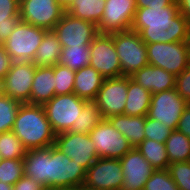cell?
Listing matches in <instances>:
<instances>
[{
  "mask_svg": "<svg viewBox=\"0 0 190 190\" xmlns=\"http://www.w3.org/2000/svg\"><path fill=\"white\" fill-rule=\"evenodd\" d=\"M62 53V45L53 30H49L43 36L41 44L35 52L32 63L35 66H54L59 64Z\"/></svg>",
  "mask_w": 190,
  "mask_h": 190,
  "instance_id": "25",
  "label": "cell"
},
{
  "mask_svg": "<svg viewBox=\"0 0 190 190\" xmlns=\"http://www.w3.org/2000/svg\"><path fill=\"white\" fill-rule=\"evenodd\" d=\"M53 32L57 35L62 48L90 46L99 34L97 25L70 15L65 11Z\"/></svg>",
  "mask_w": 190,
  "mask_h": 190,
  "instance_id": "9",
  "label": "cell"
},
{
  "mask_svg": "<svg viewBox=\"0 0 190 190\" xmlns=\"http://www.w3.org/2000/svg\"><path fill=\"white\" fill-rule=\"evenodd\" d=\"M130 30L138 32L145 44L184 42L190 37V21L179 13L176 3L137 8Z\"/></svg>",
  "mask_w": 190,
  "mask_h": 190,
  "instance_id": "1",
  "label": "cell"
},
{
  "mask_svg": "<svg viewBox=\"0 0 190 190\" xmlns=\"http://www.w3.org/2000/svg\"><path fill=\"white\" fill-rule=\"evenodd\" d=\"M103 119L97 104L94 101H87L79 115L78 127H74L71 132L89 134Z\"/></svg>",
  "mask_w": 190,
  "mask_h": 190,
  "instance_id": "30",
  "label": "cell"
},
{
  "mask_svg": "<svg viewBox=\"0 0 190 190\" xmlns=\"http://www.w3.org/2000/svg\"><path fill=\"white\" fill-rule=\"evenodd\" d=\"M136 148L155 169H168L169 159L165 143L144 139Z\"/></svg>",
  "mask_w": 190,
  "mask_h": 190,
  "instance_id": "27",
  "label": "cell"
},
{
  "mask_svg": "<svg viewBox=\"0 0 190 190\" xmlns=\"http://www.w3.org/2000/svg\"><path fill=\"white\" fill-rule=\"evenodd\" d=\"M90 66L105 79L123 76L112 34L99 33L89 46Z\"/></svg>",
  "mask_w": 190,
  "mask_h": 190,
  "instance_id": "11",
  "label": "cell"
},
{
  "mask_svg": "<svg viewBox=\"0 0 190 190\" xmlns=\"http://www.w3.org/2000/svg\"><path fill=\"white\" fill-rule=\"evenodd\" d=\"M136 11V0H106L103 16L97 25L98 32L112 34L130 30Z\"/></svg>",
  "mask_w": 190,
  "mask_h": 190,
  "instance_id": "16",
  "label": "cell"
},
{
  "mask_svg": "<svg viewBox=\"0 0 190 190\" xmlns=\"http://www.w3.org/2000/svg\"><path fill=\"white\" fill-rule=\"evenodd\" d=\"M63 7L64 9H67L71 3H73L75 0H57Z\"/></svg>",
  "mask_w": 190,
  "mask_h": 190,
  "instance_id": "46",
  "label": "cell"
},
{
  "mask_svg": "<svg viewBox=\"0 0 190 190\" xmlns=\"http://www.w3.org/2000/svg\"><path fill=\"white\" fill-rule=\"evenodd\" d=\"M175 89L187 103H190V66L176 76Z\"/></svg>",
  "mask_w": 190,
  "mask_h": 190,
  "instance_id": "39",
  "label": "cell"
},
{
  "mask_svg": "<svg viewBox=\"0 0 190 190\" xmlns=\"http://www.w3.org/2000/svg\"><path fill=\"white\" fill-rule=\"evenodd\" d=\"M179 13L190 21V0H176Z\"/></svg>",
  "mask_w": 190,
  "mask_h": 190,
  "instance_id": "45",
  "label": "cell"
},
{
  "mask_svg": "<svg viewBox=\"0 0 190 190\" xmlns=\"http://www.w3.org/2000/svg\"><path fill=\"white\" fill-rule=\"evenodd\" d=\"M13 62L11 56L5 51L4 46L0 44V81L8 73Z\"/></svg>",
  "mask_w": 190,
  "mask_h": 190,
  "instance_id": "42",
  "label": "cell"
},
{
  "mask_svg": "<svg viewBox=\"0 0 190 190\" xmlns=\"http://www.w3.org/2000/svg\"><path fill=\"white\" fill-rule=\"evenodd\" d=\"M59 64L69 67L71 70L79 69L90 65V48L89 46L64 47L62 48Z\"/></svg>",
  "mask_w": 190,
  "mask_h": 190,
  "instance_id": "29",
  "label": "cell"
},
{
  "mask_svg": "<svg viewBox=\"0 0 190 190\" xmlns=\"http://www.w3.org/2000/svg\"><path fill=\"white\" fill-rule=\"evenodd\" d=\"M105 78L90 65L75 73L73 93L79 98L94 101Z\"/></svg>",
  "mask_w": 190,
  "mask_h": 190,
  "instance_id": "21",
  "label": "cell"
},
{
  "mask_svg": "<svg viewBox=\"0 0 190 190\" xmlns=\"http://www.w3.org/2000/svg\"><path fill=\"white\" fill-rule=\"evenodd\" d=\"M187 49H188V60H189V66H190V37L187 40Z\"/></svg>",
  "mask_w": 190,
  "mask_h": 190,
  "instance_id": "48",
  "label": "cell"
},
{
  "mask_svg": "<svg viewBox=\"0 0 190 190\" xmlns=\"http://www.w3.org/2000/svg\"><path fill=\"white\" fill-rule=\"evenodd\" d=\"M22 103L9 96L0 95V133L12 131L16 114Z\"/></svg>",
  "mask_w": 190,
  "mask_h": 190,
  "instance_id": "32",
  "label": "cell"
},
{
  "mask_svg": "<svg viewBox=\"0 0 190 190\" xmlns=\"http://www.w3.org/2000/svg\"><path fill=\"white\" fill-rule=\"evenodd\" d=\"M143 190H179L168 169H156L145 183Z\"/></svg>",
  "mask_w": 190,
  "mask_h": 190,
  "instance_id": "35",
  "label": "cell"
},
{
  "mask_svg": "<svg viewBox=\"0 0 190 190\" xmlns=\"http://www.w3.org/2000/svg\"><path fill=\"white\" fill-rule=\"evenodd\" d=\"M173 130L163 125L160 121L149 118L146 115V122L144 128L145 139L165 143Z\"/></svg>",
  "mask_w": 190,
  "mask_h": 190,
  "instance_id": "37",
  "label": "cell"
},
{
  "mask_svg": "<svg viewBox=\"0 0 190 190\" xmlns=\"http://www.w3.org/2000/svg\"><path fill=\"white\" fill-rule=\"evenodd\" d=\"M54 146L86 171L99 158L89 134L64 132L56 135Z\"/></svg>",
  "mask_w": 190,
  "mask_h": 190,
  "instance_id": "14",
  "label": "cell"
},
{
  "mask_svg": "<svg viewBox=\"0 0 190 190\" xmlns=\"http://www.w3.org/2000/svg\"><path fill=\"white\" fill-rule=\"evenodd\" d=\"M131 78L152 94L175 88L176 76L150 64L139 69Z\"/></svg>",
  "mask_w": 190,
  "mask_h": 190,
  "instance_id": "19",
  "label": "cell"
},
{
  "mask_svg": "<svg viewBox=\"0 0 190 190\" xmlns=\"http://www.w3.org/2000/svg\"><path fill=\"white\" fill-rule=\"evenodd\" d=\"M16 24L17 23L0 24V44H3L9 38Z\"/></svg>",
  "mask_w": 190,
  "mask_h": 190,
  "instance_id": "44",
  "label": "cell"
},
{
  "mask_svg": "<svg viewBox=\"0 0 190 190\" xmlns=\"http://www.w3.org/2000/svg\"><path fill=\"white\" fill-rule=\"evenodd\" d=\"M48 188L32 177L23 175L14 185L13 190H47Z\"/></svg>",
  "mask_w": 190,
  "mask_h": 190,
  "instance_id": "40",
  "label": "cell"
},
{
  "mask_svg": "<svg viewBox=\"0 0 190 190\" xmlns=\"http://www.w3.org/2000/svg\"><path fill=\"white\" fill-rule=\"evenodd\" d=\"M47 190H71V189H47Z\"/></svg>",
  "mask_w": 190,
  "mask_h": 190,
  "instance_id": "50",
  "label": "cell"
},
{
  "mask_svg": "<svg viewBox=\"0 0 190 190\" xmlns=\"http://www.w3.org/2000/svg\"><path fill=\"white\" fill-rule=\"evenodd\" d=\"M27 149L13 131L0 133V156L2 159H21Z\"/></svg>",
  "mask_w": 190,
  "mask_h": 190,
  "instance_id": "31",
  "label": "cell"
},
{
  "mask_svg": "<svg viewBox=\"0 0 190 190\" xmlns=\"http://www.w3.org/2000/svg\"><path fill=\"white\" fill-rule=\"evenodd\" d=\"M113 41L123 76L131 77L149 64L146 44L138 32L132 30L115 32Z\"/></svg>",
  "mask_w": 190,
  "mask_h": 190,
  "instance_id": "5",
  "label": "cell"
},
{
  "mask_svg": "<svg viewBox=\"0 0 190 190\" xmlns=\"http://www.w3.org/2000/svg\"><path fill=\"white\" fill-rule=\"evenodd\" d=\"M75 73L69 67L54 65L55 95L73 93Z\"/></svg>",
  "mask_w": 190,
  "mask_h": 190,
  "instance_id": "33",
  "label": "cell"
},
{
  "mask_svg": "<svg viewBox=\"0 0 190 190\" xmlns=\"http://www.w3.org/2000/svg\"><path fill=\"white\" fill-rule=\"evenodd\" d=\"M168 171L179 190H190V161L171 163Z\"/></svg>",
  "mask_w": 190,
  "mask_h": 190,
  "instance_id": "36",
  "label": "cell"
},
{
  "mask_svg": "<svg viewBox=\"0 0 190 190\" xmlns=\"http://www.w3.org/2000/svg\"><path fill=\"white\" fill-rule=\"evenodd\" d=\"M36 66L30 61H15L1 80L2 94L21 103H30Z\"/></svg>",
  "mask_w": 190,
  "mask_h": 190,
  "instance_id": "13",
  "label": "cell"
},
{
  "mask_svg": "<svg viewBox=\"0 0 190 190\" xmlns=\"http://www.w3.org/2000/svg\"><path fill=\"white\" fill-rule=\"evenodd\" d=\"M119 160L123 172L121 190H143L146 181L156 169L142 156L136 147H133Z\"/></svg>",
  "mask_w": 190,
  "mask_h": 190,
  "instance_id": "18",
  "label": "cell"
},
{
  "mask_svg": "<svg viewBox=\"0 0 190 190\" xmlns=\"http://www.w3.org/2000/svg\"><path fill=\"white\" fill-rule=\"evenodd\" d=\"M47 31L19 20L9 38L2 45L14 62H31Z\"/></svg>",
  "mask_w": 190,
  "mask_h": 190,
  "instance_id": "6",
  "label": "cell"
},
{
  "mask_svg": "<svg viewBox=\"0 0 190 190\" xmlns=\"http://www.w3.org/2000/svg\"><path fill=\"white\" fill-rule=\"evenodd\" d=\"M176 3V0H136L137 8L166 7Z\"/></svg>",
  "mask_w": 190,
  "mask_h": 190,
  "instance_id": "43",
  "label": "cell"
},
{
  "mask_svg": "<svg viewBox=\"0 0 190 190\" xmlns=\"http://www.w3.org/2000/svg\"><path fill=\"white\" fill-rule=\"evenodd\" d=\"M19 5V0H0V24L18 23Z\"/></svg>",
  "mask_w": 190,
  "mask_h": 190,
  "instance_id": "38",
  "label": "cell"
},
{
  "mask_svg": "<svg viewBox=\"0 0 190 190\" xmlns=\"http://www.w3.org/2000/svg\"><path fill=\"white\" fill-rule=\"evenodd\" d=\"M66 9L57 0H20L21 21L36 27L53 30Z\"/></svg>",
  "mask_w": 190,
  "mask_h": 190,
  "instance_id": "8",
  "label": "cell"
},
{
  "mask_svg": "<svg viewBox=\"0 0 190 190\" xmlns=\"http://www.w3.org/2000/svg\"><path fill=\"white\" fill-rule=\"evenodd\" d=\"M190 139V103H187L176 129Z\"/></svg>",
  "mask_w": 190,
  "mask_h": 190,
  "instance_id": "41",
  "label": "cell"
},
{
  "mask_svg": "<svg viewBox=\"0 0 190 190\" xmlns=\"http://www.w3.org/2000/svg\"><path fill=\"white\" fill-rule=\"evenodd\" d=\"M86 102L87 100L70 93L55 95L43 105L47 120L56 135L78 127V118Z\"/></svg>",
  "mask_w": 190,
  "mask_h": 190,
  "instance_id": "3",
  "label": "cell"
},
{
  "mask_svg": "<svg viewBox=\"0 0 190 190\" xmlns=\"http://www.w3.org/2000/svg\"><path fill=\"white\" fill-rule=\"evenodd\" d=\"M55 96L54 66H36L30 104L44 105Z\"/></svg>",
  "mask_w": 190,
  "mask_h": 190,
  "instance_id": "20",
  "label": "cell"
},
{
  "mask_svg": "<svg viewBox=\"0 0 190 190\" xmlns=\"http://www.w3.org/2000/svg\"><path fill=\"white\" fill-rule=\"evenodd\" d=\"M186 105V100L179 95L175 88L162 91L152 94L147 116L176 130Z\"/></svg>",
  "mask_w": 190,
  "mask_h": 190,
  "instance_id": "12",
  "label": "cell"
},
{
  "mask_svg": "<svg viewBox=\"0 0 190 190\" xmlns=\"http://www.w3.org/2000/svg\"><path fill=\"white\" fill-rule=\"evenodd\" d=\"M12 131L27 150L47 148L55 144L56 133L47 120L43 105L22 103Z\"/></svg>",
  "mask_w": 190,
  "mask_h": 190,
  "instance_id": "2",
  "label": "cell"
},
{
  "mask_svg": "<svg viewBox=\"0 0 190 190\" xmlns=\"http://www.w3.org/2000/svg\"><path fill=\"white\" fill-rule=\"evenodd\" d=\"M74 190H98V189H89V188L85 187L84 185H82Z\"/></svg>",
  "mask_w": 190,
  "mask_h": 190,
  "instance_id": "49",
  "label": "cell"
},
{
  "mask_svg": "<svg viewBox=\"0 0 190 190\" xmlns=\"http://www.w3.org/2000/svg\"><path fill=\"white\" fill-rule=\"evenodd\" d=\"M106 0H75L66 9L70 15L98 25L103 16Z\"/></svg>",
  "mask_w": 190,
  "mask_h": 190,
  "instance_id": "26",
  "label": "cell"
},
{
  "mask_svg": "<svg viewBox=\"0 0 190 190\" xmlns=\"http://www.w3.org/2000/svg\"><path fill=\"white\" fill-rule=\"evenodd\" d=\"M98 157L120 159L133 147L107 119H103L89 133Z\"/></svg>",
  "mask_w": 190,
  "mask_h": 190,
  "instance_id": "10",
  "label": "cell"
},
{
  "mask_svg": "<svg viewBox=\"0 0 190 190\" xmlns=\"http://www.w3.org/2000/svg\"><path fill=\"white\" fill-rule=\"evenodd\" d=\"M128 90V77L105 79L94 100L104 119L124 114Z\"/></svg>",
  "mask_w": 190,
  "mask_h": 190,
  "instance_id": "17",
  "label": "cell"
},
{
  "mask_svg": "<svg viewBox=\"0 0 190 190\" xmlns=\"http://www.w3.org/2000/svg\"><path fill=\"white\" fill-rule=\"evenodd\" d=\"M0 190H13V185H9L0 181Z\"/></svg>",
  "mask_w": 190,
  "mask_h": 190,
  "instance_id": "47",
  "label": "cell"
},
{
  "mask_svg": "<svg viewBox=\"0 0 190 190\" xmlns=\"http://www.w3.org/2000/svg\"><path fill=\"white\" fill-rule=\"evenodd\" d=\"M150 65L178 76L189 66L187 41L146 44Z\"/></svg>",
  "mask_w": 190,
  "mask_h": 190,
  "instance_id": "7",
  "label": "cell"
},
{
  "mask_svg": "<svg viewBox=\"0 0 190 190\" xmlns=\"http://www.w3.org/2000/svg\"><path fill=\"white\" fill-rule=\"evenodd\" d=\"M169 164L190 161V139L173 130L165 142Z\"/></svg>",
  "mask_w": 190,
  "mask_h": 190,
  "instance_id": "28",
  "label": "cell"
},
{
  "mask_svg": "<svg viewBox=\"0 0 190 190\" xmlns=\"http://www.w3.org/2000/svg\"><path fill=\"white\" fill-rule=\"evenodd\" d=\"M86 170L54 145L48 160V189L74 190L84 185Z\"/></svg>",
  "mask_w": 190,
  "mask_h": 190,
  "instance_id": "4",
  "label": "cell"
},
{
  "mask_svg": "<svg viewBox=\"0 0 190 190\" xmlns=\"http://www.w3.org/2000/svg\"><path fill=\"white\" fill-rule=\"evenodd\" d=\"M2 94V87H1V81H0V95Z\"/></svg>",
  "mask_w": 190,
  "mask_h": 190,
  "instance_id": "51",
  "label": "cell"
},
{
  "mask_svg": "<svg viewBox=\"0 0 190 190\" xmlns=\"http://www.w3.org/2000/svg\"><path fill=\"white\" fill-rule=\"evenodd\" d=\"M24 175V159H2L0 181L14 185Z\"/></svg>",
  "mask_w": 190,
  "mask_h": 190,
  "instance_id": "34",
  "label": "cell"
},
{
  "mask_svg": "<svg viewBox=\"0 0 190 190\" xmlns=\"http://www.w3.org/2000/svg\"><path fill=\"white\" fill-rule=\"evenodd\" d=\"M123 172L119 159L98 158L86 171L84 186L98 190H121Z\"/></svg>",
  "mask_w": 190,
  "mask_h": 190,
  "instance_id": "15",
  "label": "cell"
},
{
  "mask_svg": "<svg viewBox=\"0 0 190 190\" xmlns=\"http://www.w3.org/2000/svg\"><path fill=\"white\" fill-rule=\"evenodd\" d=\"M152 93L128 77L127 98L124 115L146 116L149 111Z\"/></svg>",
  "mask_w": 190,
  "mask_h": 190,
  "instance_id": "24",
  "label": "cell"
},
{
  "mask_svg": "<svg viewBox=\"0 0 190 190\" xmlns=\"http://www.w3.org/2000/svg\"><path fill=\"white\" fill-rule=\"evenodd\" d=\"M24 175L32 177L48 188V160L50 147L29 149L24 156Z\"/></svg>",
  "mask_w": 190,
  "mask_h": 190,
  "instance_id": "23",
  "label": "cell"
},
{
  "mask_svg": "<svg viewBox=\"0 0 190 190\" xmlns=\"http://www.w3.org/2000/svg\"><path fill=\"white\" fill-rule=\"evenodd\" d=\"M117 129L132 147H137L144 139L146 116L114 115L106 118Z\"/></svg>",
  "mask_w": 190,
  "mask_h": 190,
  "instance_id": "22",
  "label": "cell"
}]
</instances>
